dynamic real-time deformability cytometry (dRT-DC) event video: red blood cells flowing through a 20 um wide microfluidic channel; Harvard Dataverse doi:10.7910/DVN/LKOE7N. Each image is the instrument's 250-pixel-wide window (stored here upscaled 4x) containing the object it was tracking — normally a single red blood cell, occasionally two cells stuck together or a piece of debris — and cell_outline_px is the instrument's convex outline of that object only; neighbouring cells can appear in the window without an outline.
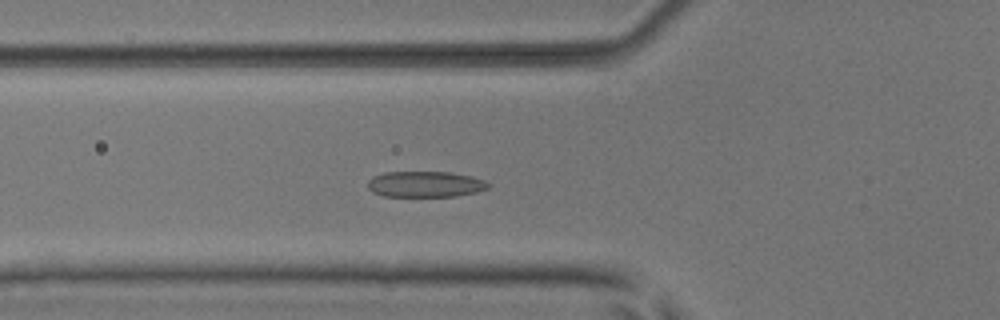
{"species": "common noctule bat (a hibernating species)", "species_latin": "Nyctalus noctula", "temperature_condition": "room temperature", "stored_images_in_passage": 53, "camera_frame_rate_fps": 3000, "um_per_image_px": 0.085, "animal": {"sex": "male", "body_mass_g": 17.9, "forearm_length_mm": 54.2}, "frame": {"image": 1, "passage_image": 19, "time_ms": 6.0, "image_size_px": [1000, 320], "cell_outline_px": [[492, 184], [488, 188], [476, 192], [456, 196], [384, 196], [372, 192], [368, 188], [368, 180], [372, 176], [384, 172], [448, 172], [472, 176], [484, 180]], "centroid_in_image_um": [36.14, 15.65], "position_along_channel_um": 89.7, "area_um2": 18.26}}
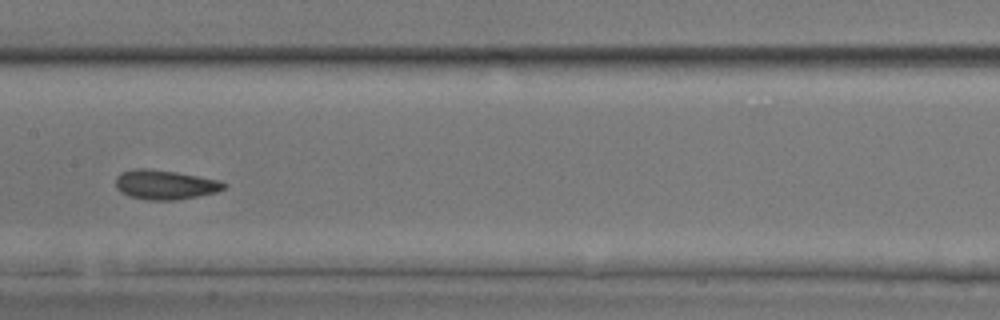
{"frame": {"image": 2, "passage_image": 27, "time_ms": 8.667, "image_size_px": [1000, 320], "cell_outline_px": [[228, 184], [224, 188], [216, 192], [176, 200], [144, 200], [128, 196], [120, 192], [116, 188], [116, 176], [120, 172], [132, 168], [144, 168], [176, 172], [220, 180]], "centroid_in_image_um": [13.98, 15.69], "position_along_channel_um": 193.4, "area_um2": 18.73}}
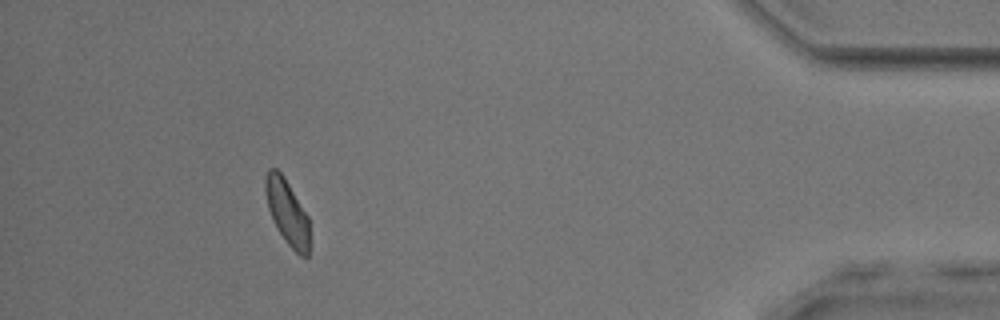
{"frame": {"image": 3, "passage_image": 48, "time_ms": 15.667, "image_size_px": [1000, 320], "cell_outline_px": [[308, 256], [300, 256], [284, 240], [276, 228], [272, 220], [268, 208], [264, 192], [264, 180], [268, 168], [276, 168], [284, 176], [308, 216]], "centroid_in_image_um": [24.36, 17.99], "position_along_channel_um": 410.8, "area_um2": 16.76}}